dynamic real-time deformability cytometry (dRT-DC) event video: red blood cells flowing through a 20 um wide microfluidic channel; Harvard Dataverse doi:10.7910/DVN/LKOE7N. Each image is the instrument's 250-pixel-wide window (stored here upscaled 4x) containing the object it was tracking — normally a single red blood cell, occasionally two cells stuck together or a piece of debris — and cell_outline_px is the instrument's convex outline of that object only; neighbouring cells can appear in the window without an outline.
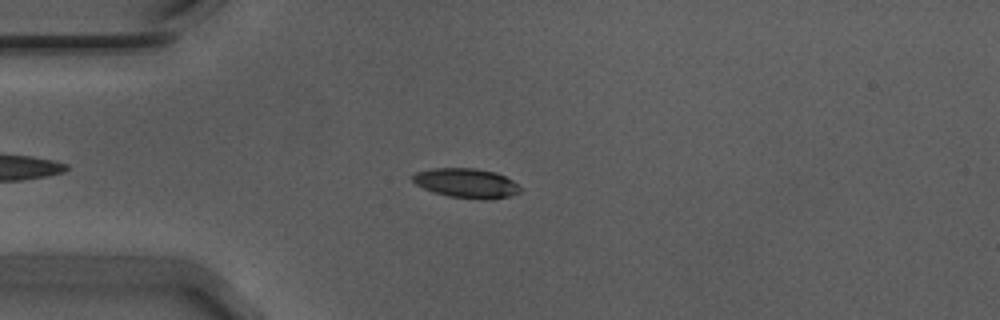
{"species": "Egyptian fruit bat (a non-hibernating species)", "species_latin": "Rousettus aegyptiacus", "temperature_condition": "warm", "stored_images_in_passage": 47, "camera_frame_rate_fps": 3000, "um_per_image_px": 0.085, "animal": {"sex": "male"}, "frame": {"image": 1, "passage_image": 10, "time_ms": 3.0, "image_size_px": [1000, 320], "cell_outline_px": [[520, 192], [508, 196], [492, 200], [484, 200], [448, 196], [432, 192], [416, 184], [412, 180], [412, 176], [416, 172], [432, 168], [476, 168], [496, 172], [512, 180], [520, 188]], "centroid_in_image_um": [39.63, 15.57], "position_along_channel_um": 45.4, "area_um2": 18.55}}
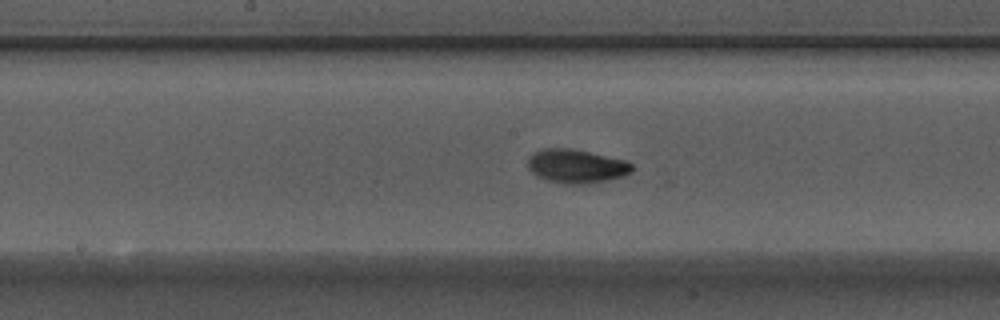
{"frame": {"image": 2, "passage_image": 24, "time_ms": 7.667, "image_size_px": [1000, 320], "cell_outline_px": [[636, 168], [632, 172], [624, 176], [608, 180], [588, 184], [568, 184], [548, 180], [536, 176], [528, 168], [528, 160], [536, 152], [544, 148], [572, 148], [628, 160]], "centroid_in_image_um": [49.07, 14.12], "position_along_channel_um": 199.1, "area_um2": 20.69}}
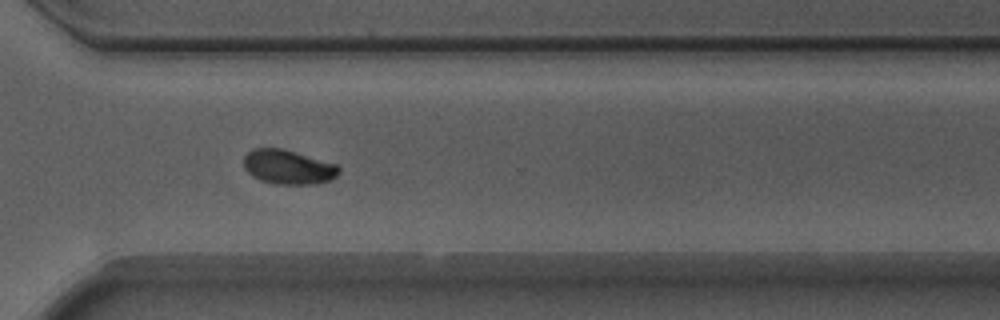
{"frame": {"image": 3, "passage_image": 36, "time_ms": 11.667, "image_size_px": [1000, 320], "cell_outline_px": [[340, 172], [332, 180], [316, 184], [276, 184], [260, 180], [252, 176], [244, 168], [244, 156], [252, 148], [280, 148], [336, 164], [340, 168]], "centroid_in_image_um": [24.49, 14.21], "position_along_channel_um": 346.1, "area_um2": 19.02}, "authors_computed_cell_mechanics": {"area_um2": 18.8428, "velocity_mm_per_s": 3.6752, "shape_relaxation_time_tau1_ms": 3.4826, "shape_relaxation_time_tau2_ms": 1.2228, "deformation_change_tau1": 0.1569, "deformation_change_tau2": 0.0407}}